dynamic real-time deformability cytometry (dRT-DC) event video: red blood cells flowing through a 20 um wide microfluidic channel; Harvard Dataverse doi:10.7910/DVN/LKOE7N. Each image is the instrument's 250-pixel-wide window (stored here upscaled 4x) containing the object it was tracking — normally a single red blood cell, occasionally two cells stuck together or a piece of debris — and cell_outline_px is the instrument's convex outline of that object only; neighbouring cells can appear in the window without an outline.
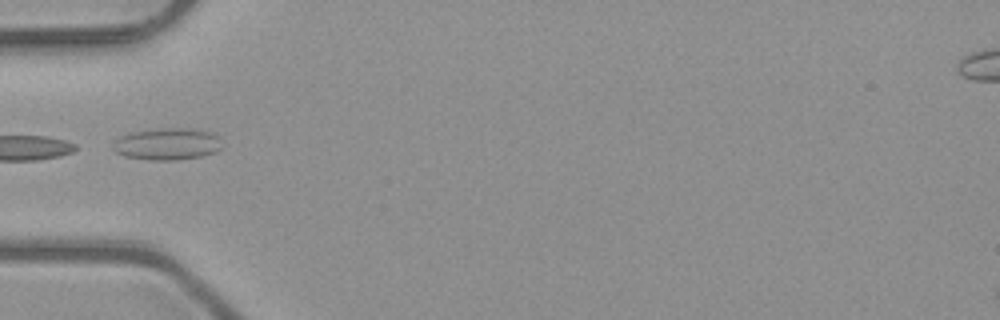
{"species": "common noctule bat (a hibernating species)", "species_latin": "Nyctalus noctula", "temperature_condition": "room temperature", "stored_images_in_passage": 1, "camera_frame_rate_fps": 3000, "um_per_image_px": 0.085, "animal": {"sex": "male", "body_mass_g": 23.1, "forearm_length_mm": 52.7}, "frame": {"image": 1, "passage_image": 1, "time_ms": 0.0, "image_size_px": [1000, 320], "cell_outline_px": [[220, 148], [216, 152], [200, 156], [176, 160], [148, 160], [124, 156], [116, 152], [112, 148], [112, 144], [120, 136], [128, 132], [160, 128], [196, 128], [212, 132], [220, 136]], "centroid_in_image_um": [14.21, 12.22], "position_along_channel_um": 70.8, "area_um2": 20.58}}